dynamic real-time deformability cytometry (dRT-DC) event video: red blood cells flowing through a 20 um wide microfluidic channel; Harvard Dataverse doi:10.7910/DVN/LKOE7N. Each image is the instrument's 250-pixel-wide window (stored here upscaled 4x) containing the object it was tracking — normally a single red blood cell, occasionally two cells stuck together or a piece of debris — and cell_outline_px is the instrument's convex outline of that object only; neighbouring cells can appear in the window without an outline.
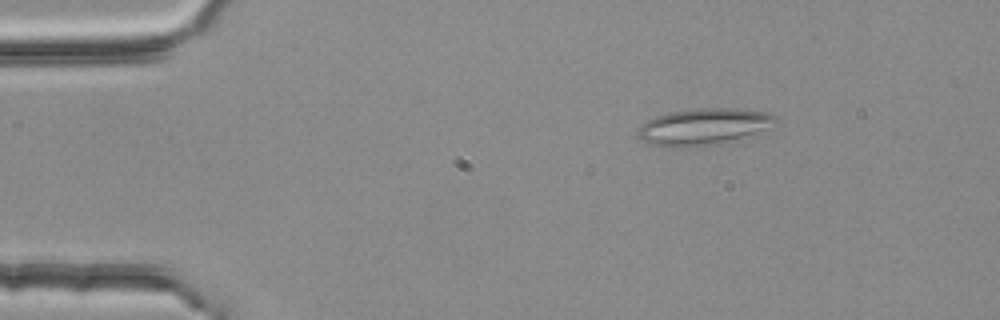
{"species": "common noctule bat (a hibernating species)", "species_latin": "Nyctalus noctula", "temperature_condition": "room temperature", "stored_images_in_passage": 4, "camera_frame_rate_fps": 3000, "um_per_image_px": 0.085, "animal": {"sex": "female", "body_mass_g": 25.1}, "frame": {"image": 1, "passage_image": 2, "time_ms": 0.333, "image_size_px": [1000, 320], "cell_outline_px": [[780, 124], [720, 144], [692, 148], [664, 148], [652, 144], [644, 140], [636, 132], [648, 120], [656, 116], [668, 112], [700, 108], [736, 108], [768, 112], [776, 116], [780, 120]], "centroid_in_image_um": [59.86, 10.78], "position_along_channel_um": 25.1, "area_um2": 29.71}}
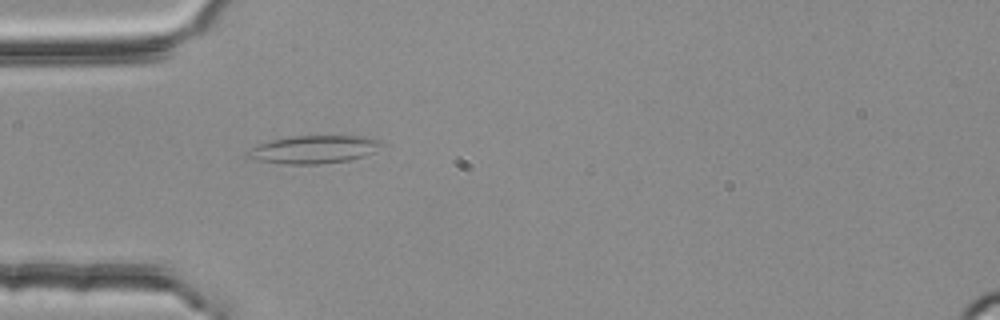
{"frame": {"image": 2, "passage_image": 4, "time_ms": 1.0, "image_size_px": [1000, 320], "cell_outline_px": [[380, 144], [372, 152], [364, 156], [348, 160], [320, 164], [284, 164], [256, 160], [244, 156], [244, 152], [256, 144], [272, 140], [292, 136], [364, 136], [380, 140]], "centroid_in_image_um": [26.57, 12.7], "position_along_channel_um": 58.4, "area_um2": 21.73}}